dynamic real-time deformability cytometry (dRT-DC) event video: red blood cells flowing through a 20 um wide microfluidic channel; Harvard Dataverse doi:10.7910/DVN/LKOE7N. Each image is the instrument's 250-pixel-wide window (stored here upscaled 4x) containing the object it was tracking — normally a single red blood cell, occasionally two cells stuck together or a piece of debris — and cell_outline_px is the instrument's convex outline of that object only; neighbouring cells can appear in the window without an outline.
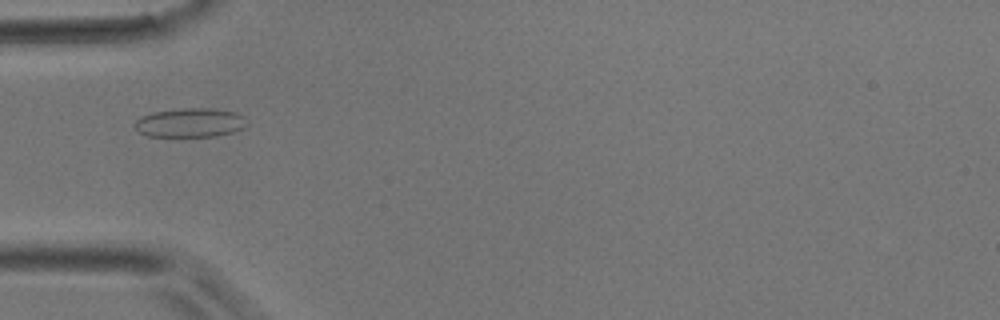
{"species": "common noctule bat (a hibernating species)", "species_latin": "Nyctalus noctula", "temperature_condition": "room temperature", "stored_images_in_passage": 3, "camera_frame_rate_fps": 3000, "um_per_image_px": 0.085, "animal": {"sex": "male", "body_mass_g": 17.9}, "frame": {"image": 1, "passage_image": 3, "time_ms": 0.667, "image_size_px": [1000, 320], "cell_outline_px": [[248, 124], [244, 128], [232, 132], [216, 136], [148, 136], [136, 132], [132, 124], [140, 116], [152, 112], [184, 108], [216, 108], [236, 112], [244, 116]], "centroid_in_image_um": [16.14, 10.42], "position_along_channel_um": 68.9, "area_um2": 19.36}}